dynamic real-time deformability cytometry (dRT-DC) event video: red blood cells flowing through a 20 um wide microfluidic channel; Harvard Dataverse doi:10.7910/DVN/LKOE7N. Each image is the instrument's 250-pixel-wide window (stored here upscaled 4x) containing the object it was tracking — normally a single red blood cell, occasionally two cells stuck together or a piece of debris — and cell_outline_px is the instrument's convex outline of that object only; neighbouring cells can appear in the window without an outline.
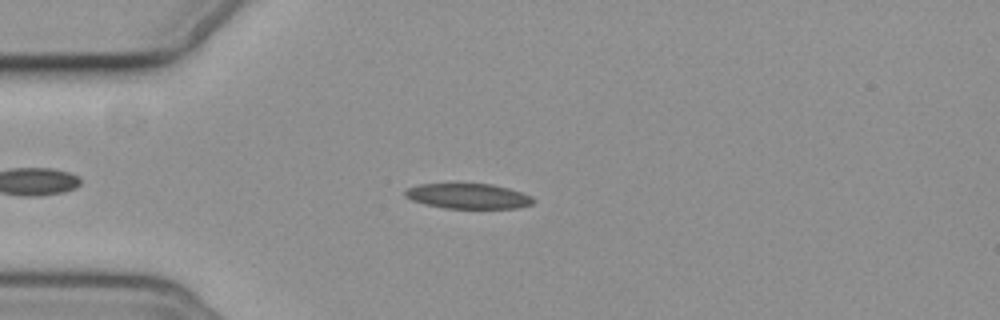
{"species": "common noctule bat (a hibernating species)", "species_latin": "Nyctalus noctula", "temperature_condition": "cold", "stored_images_in_passage": 42, "camera_frame_rate_fps": 3000, "um_per_image_px": 0.085, "animal": {"sex": "female", "body_mass_g": 19.3, "forearm_length_mm": 54.1}, "frame": {"image": 1, "passage_image": 4, "time_ms": 1.0, "image_size_px": [1000, 320], "cell_outline_px": [[536, 200], [532, 204], [520, 208], [444, 208], [424, 204], [412, 200], [404, 196], [404, 192], [408, 188], [420, 184], [492, 184], [508, 188], [532, 196]], "centroid_in_image_um": [39.81, 16.68], "position_along_channel_um": 45.2, "area_um2": 18.79}}
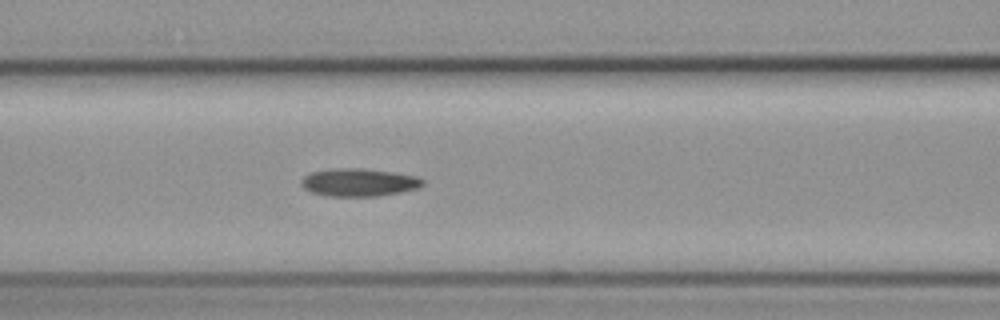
{"frame": {"image": 2, "passage_image": 13, "time_ms": 4.0, "image_size_px": [1000, 320], "cell_outline_px": [[424, 184], [420, 188], [400, 192], [376, 196], [324, 196], [312, 192], [304, 188], [300, 184], [300, 180], [304, 176], [312, 172], [332, 168], [360, 168], [392, 172], [416, 176], [424, 180]], "centroid_in_image_um": [30.49, 15.5], "position_along_channel_um": 136.1, "area_um2": 19.77}}
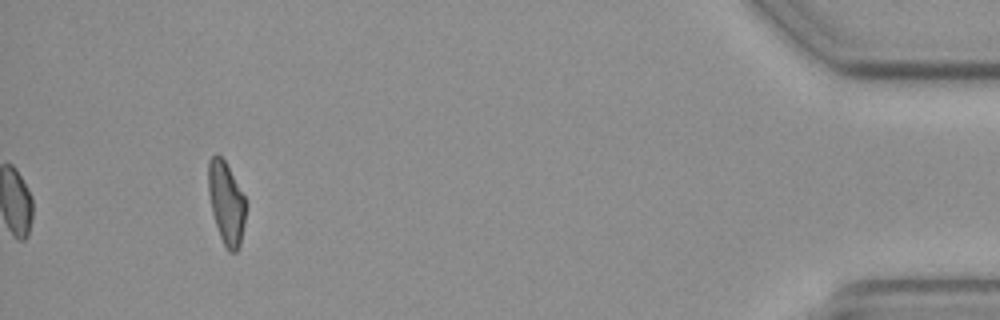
{"frame": {"image": 3, "passage_image": 42, "time_ms": 13.667, "image_size_px": [1000, 320], "cell_outline_px": [[244, 224], [240, 244], [236, 252], [228, 252], [220, 236], [212, 212], [208, 192], [208, 160], [216, 152], [224, 160], [244, 196]], "centroid_in_image_um": [19.2, 17.24], "position_along_channel_um": 416.0, "area_um2": 17.63}}